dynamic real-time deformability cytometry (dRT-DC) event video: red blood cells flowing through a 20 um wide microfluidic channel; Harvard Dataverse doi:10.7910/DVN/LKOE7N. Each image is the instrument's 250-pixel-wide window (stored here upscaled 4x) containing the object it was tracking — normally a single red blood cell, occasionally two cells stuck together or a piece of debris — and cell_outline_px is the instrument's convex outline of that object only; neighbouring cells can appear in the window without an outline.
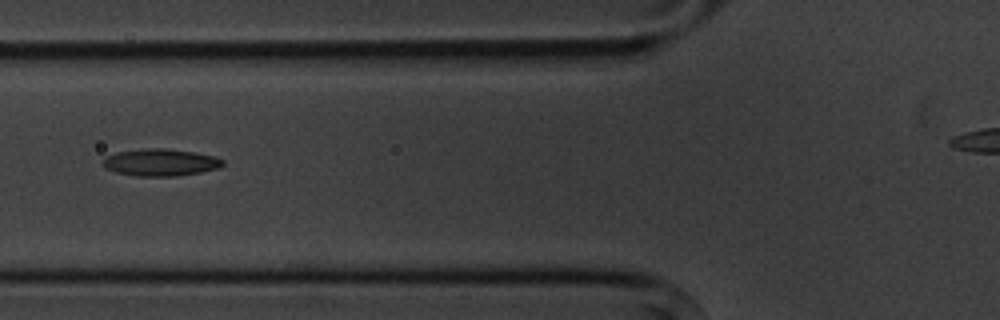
{"species": "common noctule bat (a hibernating species)", "species_latin": "Nyctalus noctula", "temperature_condition": "cold", "stored_images_in_passage": 4, "camera_frame_rate_fps": 3000, "um_per_image_px": 0.085, "animal": {"sex": "male", "body_mass_g": 20.1, "forearm_length_mm": 53.5}, "frame": {"image": 1, "passage_image": 4, "time_ms": 4.333, "image_size_px": [1000, 320], "cell_outline_px": [[224, 164], [220, 168], [200, 172], [176, 176], [136, 176], [116, 172], [104, 168], [100, 164], [108, 156], [116, 152], [144, 148], [164, 148], [192, 152], [212, 156], [224, 160]], "centroid_in_image_um": [13.62, 13.81], "position_along_channel_um": 112.2, "area_um2": 18.9}}